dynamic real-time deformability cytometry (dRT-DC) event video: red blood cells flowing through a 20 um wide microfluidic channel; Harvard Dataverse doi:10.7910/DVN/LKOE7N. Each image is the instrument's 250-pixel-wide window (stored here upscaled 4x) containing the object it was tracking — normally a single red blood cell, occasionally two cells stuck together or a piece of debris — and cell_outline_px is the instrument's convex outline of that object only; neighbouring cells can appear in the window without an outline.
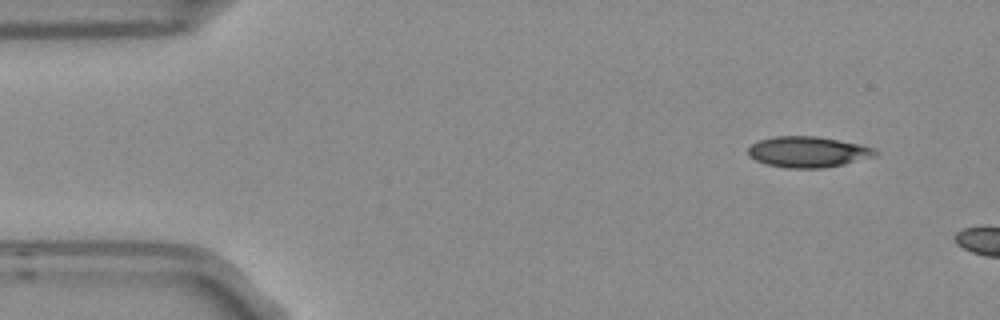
{"species": "Egyptian fruit bat (a non-hibernating species)", "species_latin": "Rousettus aegyptiacus", "temperature_condition": "room temperature", "stored_images_in_passage": 2, "camera_frame_rate_fps": 3000, "um_per_image_px": 0.085, "frame": {"image": 1, "passage_image": 1, "time_ms": 0.0, "image_size_px": [1000, 320], "cell_outline_px": [[880, 152], [876, 156], [844, 164], [820, 168], [788, 168], [768, 164], [756, 160], [748, 156], [748, 148], [752, 144], [760, 140], [772, 136], [816, 136], [860, 144], [872, 148]], "centroid_in_image_um": [68.68, 12.91], "position_along_channel_um": 16.3, "area_um2": 22.77}}